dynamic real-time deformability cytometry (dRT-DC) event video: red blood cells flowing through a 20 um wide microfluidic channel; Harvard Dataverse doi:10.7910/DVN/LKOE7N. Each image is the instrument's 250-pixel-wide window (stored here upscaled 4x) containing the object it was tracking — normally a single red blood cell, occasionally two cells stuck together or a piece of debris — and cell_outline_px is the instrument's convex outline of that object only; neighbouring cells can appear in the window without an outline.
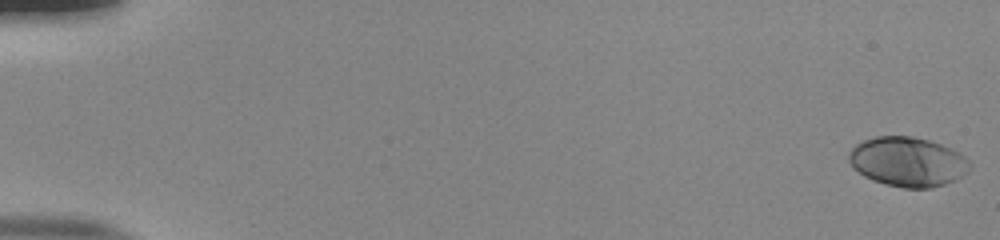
{"species": "human", "species_latin": "Homo sapiens", "temperature_condition": "room temperature", "stored_images_in_passage": 54, "camera_frame_rate_fps": 3000, "um_per_image_px": 0.085, "donor": {"sex": "male"}, "frame": {"image": 1, "passage_image": 1, "time_ms": 0.0, "image_size_px": [1000, 240], "cell_outline_px": [[972, 168], [968, 172], [956, 180], [932, 188], [904, 188], [884, 184], [872, 180], [864, 176], [852, 168], [848, 160], [848, 152], [856, 144], [864, 140], [876, 136], [912, 136], [928, 140], [952, 148], [964, 156], [972, 164]], "centroid_in_image_um": [77.15, 13.76], "position_along_channel_um": 7.8, "area_um2": 35.26}}
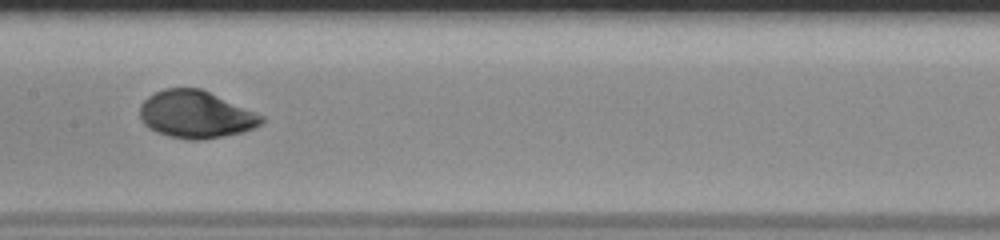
{"frame": {"image": 2, "passage_image": 29, "time_ms": 9.333, "image_size_px": [1000, 240], "cell_outline_px": [[264, 120], [256, 128], [244, 132], [204, 140], [188, 140], [168, 136], [156, 132], [148, 128], [140, 120], [140, 104], [148, 96], [164, 88], [200, 88], [264, 116]], "centroid_in_image_um": [16.62, 9.75], "position_along_channel_um": 190.8, "area_um2": 33.7}}
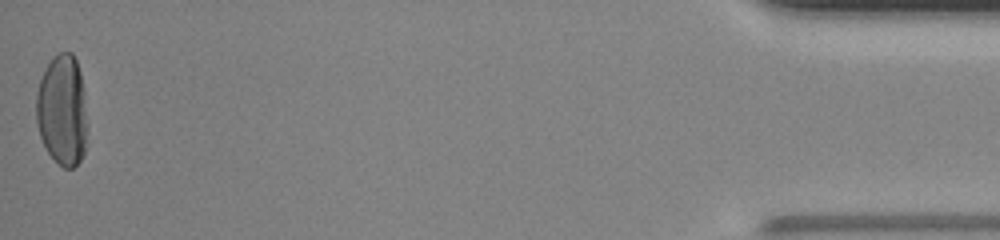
{"frame": {"image": 3, "passage_image": 54, "time_ms": 17.667, "image_size_px": [1000, 240], "cell_outline_px": [[88, 124], [84, 152], [80, 160], [72, 168], [64, 168], [48, 152], [40, 136], [36, 120], [36, 92], [44, 68], [52, 56], [60, 52], [72, 52], [76, 60], [80, 72], [84, 88]], "centroid_in_image_um": [5.3, 9.33], "position_along_channel_um": 429.9, "area_um2": 33.47}, "authors_computed_cell_mechanics": {"area_um2": 33.4084, "velocity_mm_per_s": 3.8901, "shape_relaxation_time_tau1_ms": 3.8334, "shape_relaxation_time_tau2_ms": null, "deformation_change_tau1": 0.2033, "deformation_change_tau2": null}}